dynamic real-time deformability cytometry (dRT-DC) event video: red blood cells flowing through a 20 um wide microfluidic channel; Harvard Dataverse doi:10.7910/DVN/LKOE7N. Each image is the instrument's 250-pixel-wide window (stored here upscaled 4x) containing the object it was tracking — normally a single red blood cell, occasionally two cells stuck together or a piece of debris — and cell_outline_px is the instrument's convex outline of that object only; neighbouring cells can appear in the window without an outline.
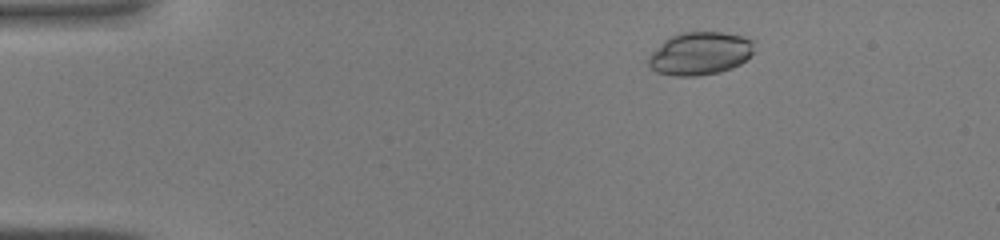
{"species": "common noctule bat (a hibernating species)", "species_latin": "Nyctalus noctula", "temperature_condition": "warm", "stored_images_in_passage": 42, "camera_frame_rate_fps": 3000, "um_per_image_px": 0.085, "animal": {"sex": "male", "body_mass_g": 19.0, "forearm_length_mm": 50.8}, "frame": {"image": 1, "passage_image": 5, "time_ms": 1.333, "image_size_px": [1000, 240], "cell_outline_px": [[756, 40], [752, 52], [740, 64], [732, 68], [720, 72], [696, 76], [672, 76], [656, 72], [648, 64], [648, 56], [664, 40], [680, 32], [720, 32], [740, 36]], "centroid_in_image_um": [59.49, 4.55], "position_along_channel_um": 25.5, "area_um2": 26.47}}
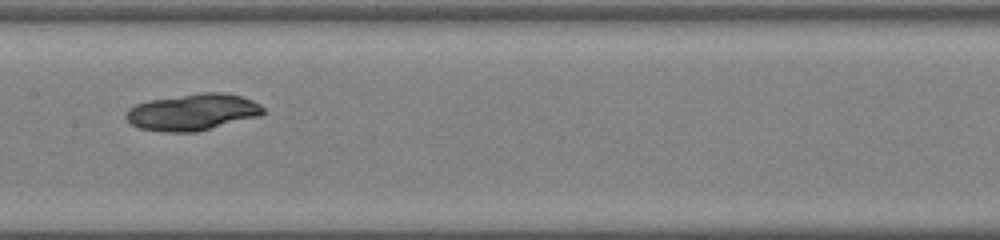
{"frame": {"image": 2, "passage_image": 21, "time_ms": 6.667, "image_size_px": [1000, 240], "cell_outline_px": [[264, 112], [260, 116], [196, 132], [164, 132], [140, 128], [132, 124], [124, 116], [128, 108], [136, 104], [148, 100], [200, 92], [224, 92], [240, 96], [252, 100], [260, 104], [264, 108]], "centroid_in_image_um": [16.37, 9.52], "position_along_channel_um": 191.0, "area_um2": 29.36}}
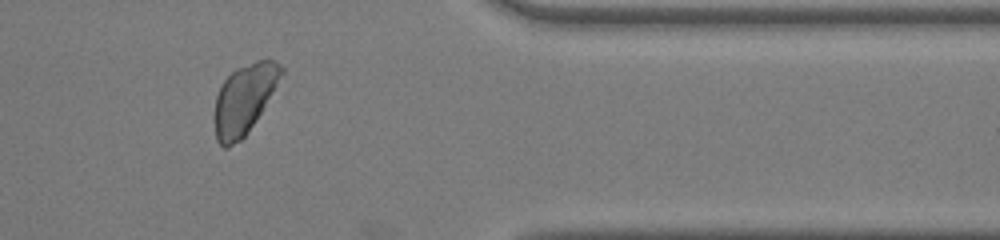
{"frame": {"image": 3, "passage_image": 35, "time_ms": 11.333, "image_size_px": [1000, 240], "cell_outline_px": [[284, 72], [248, 132], [240, 140], [228, 148], [224, 148], [216, 140], [216, 96], [224, 80], [236, 68], [256, 60], [276, 60], [284, 68]], "centroid_in_image_um": [20.76, 8.4], "position_along_channel_um": 390.6, "area_um2": 26.36}}